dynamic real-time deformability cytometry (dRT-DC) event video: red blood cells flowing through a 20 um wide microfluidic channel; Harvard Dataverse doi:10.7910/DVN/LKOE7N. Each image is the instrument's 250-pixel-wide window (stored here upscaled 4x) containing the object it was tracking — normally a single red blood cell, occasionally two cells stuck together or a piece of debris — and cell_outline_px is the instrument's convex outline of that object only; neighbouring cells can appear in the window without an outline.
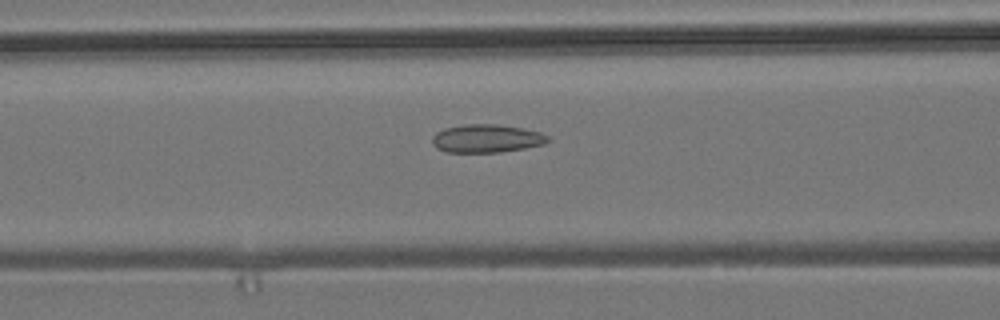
{"species": "common noctule bat (a hibernating species)", "species_latin": "Nyctalus noctula", "temperature_condition": "room temperature", "stored_images_in_passage": 55, "camera_frame_rate_fps": 3000, "um_per_image_px": 0.085, "animal": {"sex": "male", "body_mass_g": 19.2, "forearm_length_mm": 51.8}, "frame": {"image": 1, "passage_image": 22, "time_ms": 7.0, "image_size_px": [1000, 320], "cell_outline_px": [[552, 140], [544, 144], [524, 148], [500, 152], [444, 152], [436, 148], [432, 144], [432, 136], [436, 132], [444, 128], [464, 124], [496, 124], [520, 128], [540, 132], [548, 136]], "centroid_in_image_um": [41.33, 11.77], "position_along_channel_um": 125.3, "area_um2": 19.07}}
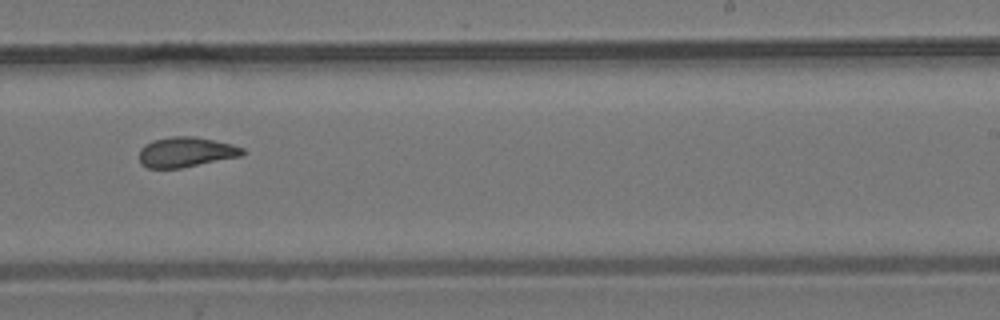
{"frame": {"image": 2, "passage_image": 34, "time_ms": 11.0, "image_size_px": [1000, 320], "cell_outline_px": [[248, 152], [244, 156], [180, 168], [148, 168], [140, 164], [140, 148], [144, 144], [152, 140], [172, 136], [192, 136], [232, 144], [244, 148]], "centroid_in_image_um": [15.83, 12.93], "position_along_channel_um": 273.2, "area_um2": 18.32}}
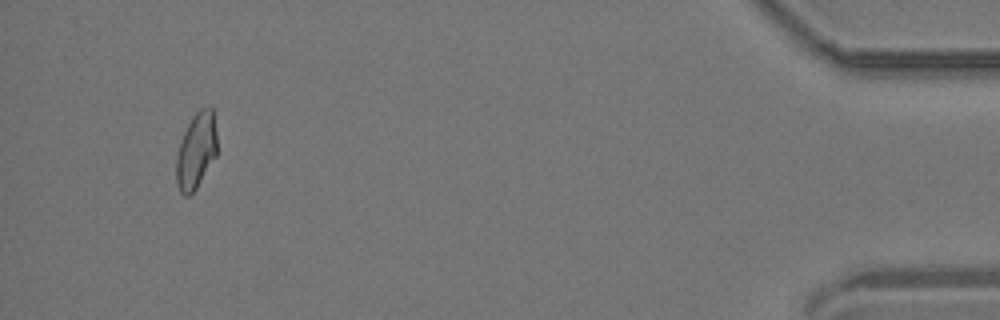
{"frame": {"image": 3, "passage_image": 52, "time_ms": 17.0, "image_size_px": [1000, 320], "cell_outline_px": [[216, 156], [196, 188], [188, 196], [184, 196], [180, 192], [176, 184], [176, 156], [184, 132], [192, 116], [200, 108], [208, 104], [212, 104], [216, 132]], "centroid_in_image_um": [16.67, 12.77], "position_along_channel_um": 418.5, "area_um2": 18.15}, "authors_computed_cell_mechanics": {"area_um2": 18.6694, "velocity_mm_per_s": 3.7112, "shape_relaxation_time_tau1_ms": null, "shape_relaxation_time_tau2_ms": 2.2825, "deformation_change_tau1": null, "deformation_change_tau2": 0.093}}